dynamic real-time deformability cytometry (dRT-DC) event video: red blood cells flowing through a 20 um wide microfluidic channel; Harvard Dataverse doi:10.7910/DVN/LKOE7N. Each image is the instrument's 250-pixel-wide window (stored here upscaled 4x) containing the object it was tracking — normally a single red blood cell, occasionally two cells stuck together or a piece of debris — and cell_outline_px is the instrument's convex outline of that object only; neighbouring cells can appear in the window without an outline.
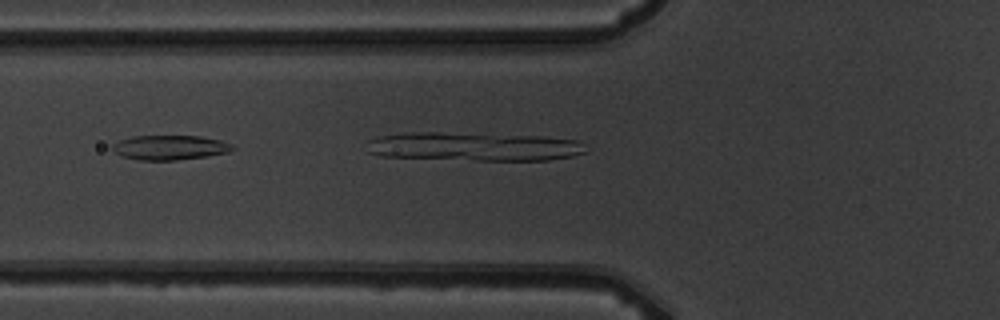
{"species": "common noctule bat (a hibernating species)", "species_latin": "Nyctalus noctula", "temperature_condition": "warm", "stored_images_in_passage": 5, "camera_frame_rate_fps": 3000, "um_per_image_px": 0.085, "animal": {"sex": "male", "body_mass_g": 19.5, "forearm_length_mm": 54.6}, "frame": {"image": 1, "passage_image": 5, "time_ms": 4.667, "image_size_px": [1000, 320], "cell_outline_px": [[236, 148], [228, 152], [208, 156], [176, 160], [140, 160], [124, 156], [116, 152], [112, 148], [112, 144], [120, 140], [132, 136], [200, 136], [220, 140], [232, 144]], "centroid_in_image_um": [14.47, 12.53], "position_along_channel_um": 111.3, "area_um2": 17.11}}